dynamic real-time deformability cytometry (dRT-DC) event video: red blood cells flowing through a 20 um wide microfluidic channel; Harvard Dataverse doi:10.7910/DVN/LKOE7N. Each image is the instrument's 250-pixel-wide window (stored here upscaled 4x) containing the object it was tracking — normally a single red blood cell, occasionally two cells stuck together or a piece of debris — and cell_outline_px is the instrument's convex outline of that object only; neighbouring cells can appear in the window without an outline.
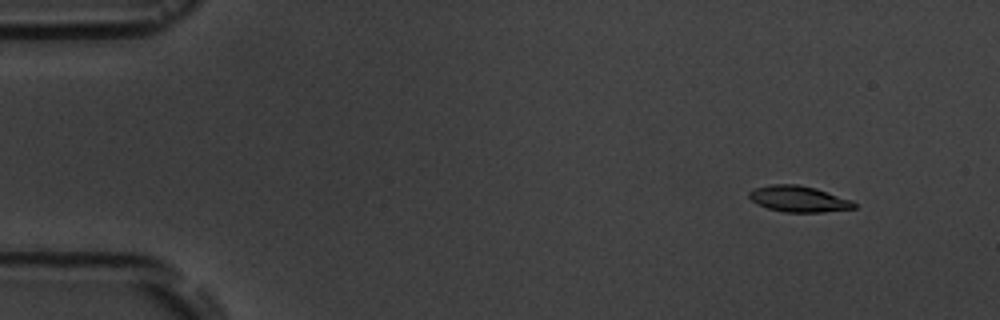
{"species": "common noctule bat (a hibernating species)", "species_latin": "Nyctalus noctula", "temperature_condition": "room temperature", "stored_images_in_passage": 5, "camera_frame_rate_fps": 3000, "um_per_image_px": 0.085, "animal": {"sex": "male", "body_mass_g": 19.5, "forearm_length_mm": 54.6}, "frame": {"image": 1, "passage_image": 2, "time_ms": 1.333, "image_size_px": [1000, 320], "cell_outline_px": [[856, 208], [824, 212], [784, 212], [768, 208], [756, 204], [748, 196], [748, 192], [756, 188], [772, 184], [796, 184], [816, 188], [852, 200], [856, 204]], "centroid_in_image_um": [67.89, 16.91], "position_along_channel_um": 17.1, "area_um2": 15.95}}
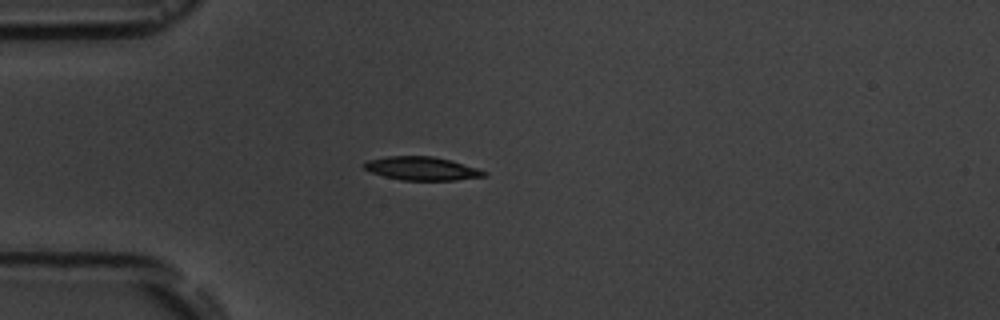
{"frame": {"image": 2, "passage_image": 5, "time_ms": 4.667, "image_size_px": [1000, 320], "cell_outline_px": [[488, 176], [456, 180], [400, 180], [384, 176], [372, 172], [364, 168], [364, 164], [368, 160], [388, 156], [432, 156], [452, 160], [488, 172]], "centroid_in_image_um": [35.9, 14.32], "position_along_channel_um": 49.1, "area_um2": 16.36}}